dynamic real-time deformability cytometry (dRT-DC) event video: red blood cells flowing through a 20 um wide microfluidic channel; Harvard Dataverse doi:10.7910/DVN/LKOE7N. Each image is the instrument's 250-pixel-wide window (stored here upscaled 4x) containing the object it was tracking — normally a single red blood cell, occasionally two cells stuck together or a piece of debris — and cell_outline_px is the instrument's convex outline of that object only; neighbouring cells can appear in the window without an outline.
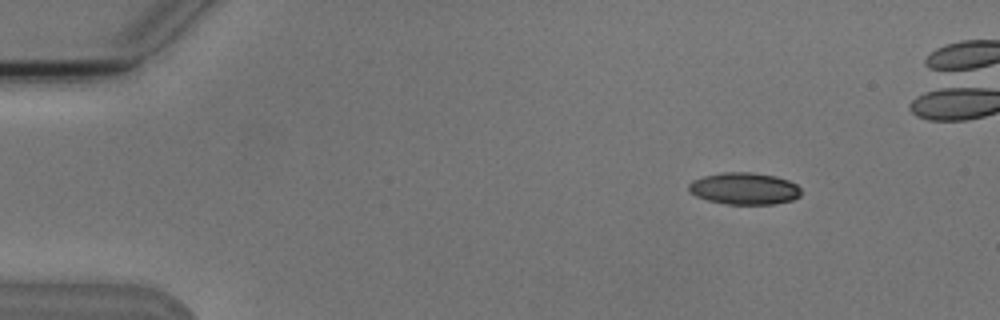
{"species": "Egyptian fruit bat (a non-hibernating species)", "species_latin": "Rousettus aegyptiacus", "temperature_condition": "cold", "stored_images_in_passage": 3, "camera_frame_rate_fps": 3000, "um_per_image_px": 0.085, "animal": {"sex": "male"}, "frame": {"image": 1, "passage_image": 2, "time_ms": 1.333, "image_size_px": [1000, 320], "cell_outline_px": [[800, 196], [792, 200], [776, 204], [728, 204], [708, 200], [696, 196], [688, 192], [688, 184], [692, 180], [704, 176], [720, 172], [752, 172], [776, 176], [788, 180], [796, 184], [800, 188]], "centroid_in_image_um": [63.25, 16.02], "position_along_channel_um": 21.7, "area_um2": 21.04}}